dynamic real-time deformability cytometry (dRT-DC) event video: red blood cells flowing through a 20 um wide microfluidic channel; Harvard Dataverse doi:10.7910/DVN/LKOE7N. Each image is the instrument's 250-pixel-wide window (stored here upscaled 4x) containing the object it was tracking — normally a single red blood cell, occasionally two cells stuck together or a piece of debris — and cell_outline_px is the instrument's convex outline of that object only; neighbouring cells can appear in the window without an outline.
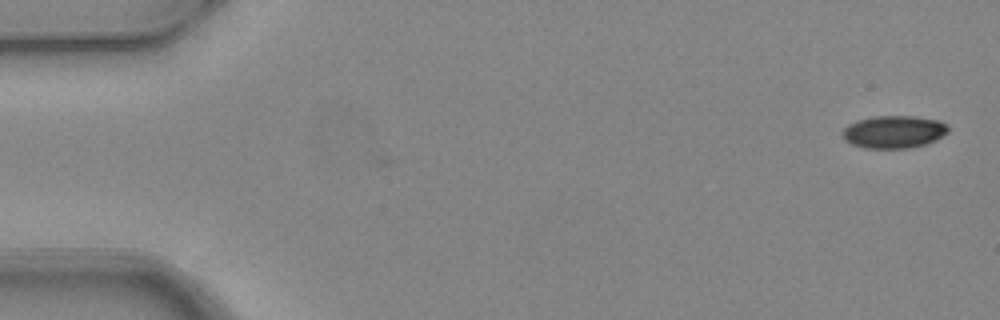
{"species": "common noctule bat (a hibernating species)", "species_latin": "Nyctalus noctula", "temperature_condition": "warm", "stored_images_in_passage": 4, "camera_frame_rate_fps": 3000, "um_per_image_px": 0.085, "animal": {"sex": "female", "body_mass_g": 24.6, "forearm_length_mm": 56.2}, "frame": {"image": 1, "passage_image": 1, "time_ms": 0.0, "image_size_px": [1000, 320], "cell_outline_px": [[948, 132], [944, 136], [936, 140], [912, 148], [864, 148], [852, 144], [844, 140], [840, 132], [848, 124], [856, 120], [872, 116], [916, 116], [940, 120], [948, 124]], "centroid_in_image_um": [75.97, 11.2], "position_along_channel_um": 9.0, "area_um2": 20.46}}
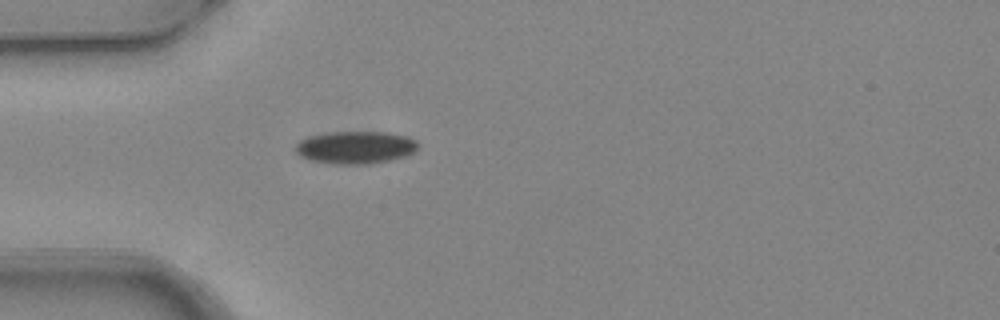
{"frame": {"image": 2, "passage_image": 4, "time_ms": 1.0, "image_size_px": [1000, 320], "cell_outline_px": [[416, 148], [408, 156], [388, 160], [364, 164], [336, 164], [312, 160], [300, 156], [292, 148], [300, 140], [308, 136], [328, 132], [384, 132], [408, 136], [416, 140]], "centroid_in_image_um": [30.17, 12.52], "position_along_channel_um": 54.8, "area_um2": 23.18}}